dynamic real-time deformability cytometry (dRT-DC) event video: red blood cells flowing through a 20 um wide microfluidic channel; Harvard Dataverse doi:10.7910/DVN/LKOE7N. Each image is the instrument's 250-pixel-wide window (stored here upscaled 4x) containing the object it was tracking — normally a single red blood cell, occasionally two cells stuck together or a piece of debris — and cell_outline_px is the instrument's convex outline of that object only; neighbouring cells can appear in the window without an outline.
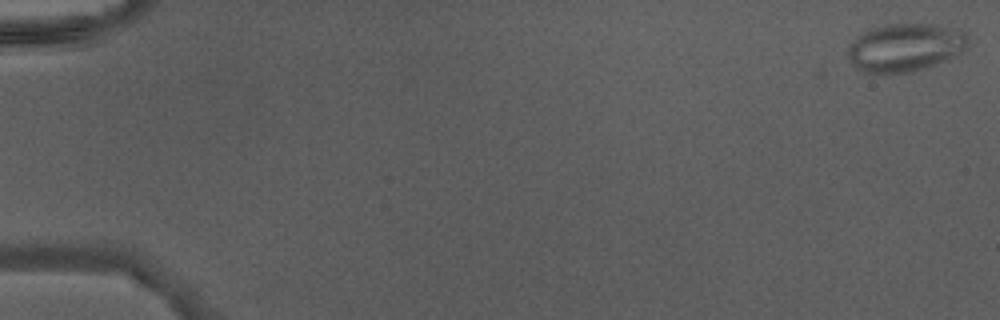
{"species": "Egyptian fruit bat (a non-hibernating species)", "species_latin": "Rousettus aegyptiacus", "temperature_condition": "warm", "stored_images_in_passage": 47, "camera_frame_rate_fps": 3000, "um_per_image_px": 0.085, "animal": {"sex": "male"}, "frame": {"image": 1, "passage_image": 1, "time_ms": 0.0, "image_size_px": [1000, 320], "cell_outline_px": [[968, 40], [964, 48], [960, 52], [928, 68], [908, 72], [884, 76], [864, 72], [856, 68], [848, 56], [848, 44], [856, 36], [872, 28], [888, 24], [940, 24], [960, 28], [968, 36]], "centroid_in_image_um": [76.91, 4.05], "position_along_channel_um": 8.1, "area_um2": 34.22}}
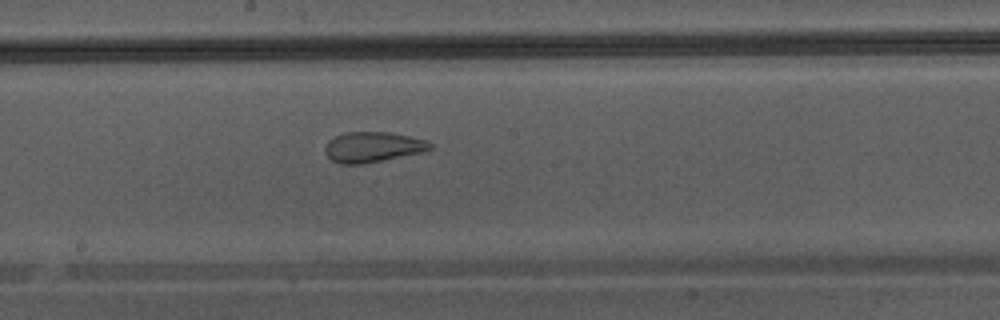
{"frame": {"image": 2, "passage_image": 27, "time_ms": 8.667, "image_size_px": [1000, 320], "cell_outline_px": [[432, 148], [424, 152], [364, 164], [340, 164], [332, 160], [324, 152], [324, 148], [328, 140], [344, 132], [388, 132], [408, 136], [424, 140], [432, 144]], "centroid_in_image_um": [31.66, 12.5], "position_along_channel_um": 216.5, "area_um2": 18.61}}
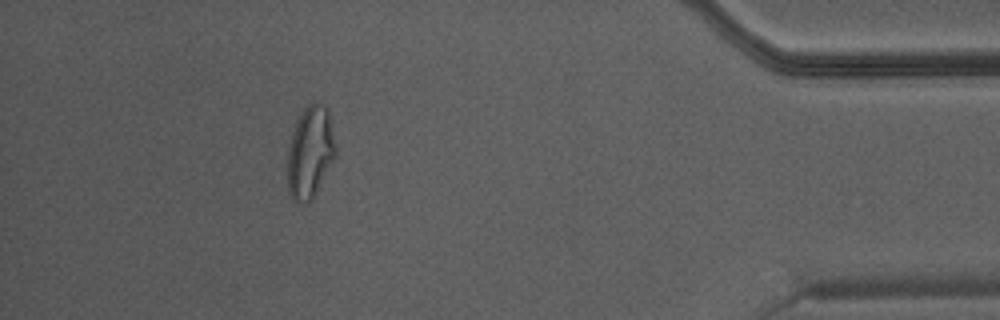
{"frame": {"image": 3, "passage_image": 43, "time_ms": 14.0, "image_size_px": [1000, 320], "cell_outline_px": [[336, 156], [312, 200], [304, 204], [300, 204], [292, 200], [288, 192], [288, 148], [292, 132], [296, 120], [300, 112], [308, 104], [316, 100], [324, 104], [328, 112], [336, 148]], "centroid_in_image_um": [26.35, 12.94], "position_along_channel_um": 408.9, "area_um2": 26.07}}